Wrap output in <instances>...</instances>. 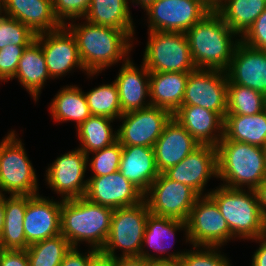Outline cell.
<instances>
[{"label": "cell", "mask_w": 266, "mask_h": 266, "mask_svg": "<svg viewBox=\"0 0 266 266\" xmlns=\"http://www.w3.org/2000/svg\"><path fill=\"white\" fill-rule=\"evenodd\" d=\"M149 213L145 200L133 206L113 209L110 233L100 253L115 259V249L119 247L123 250L121 257H142L149 262L180 261L185 251L171 253L168 257H157L143 250L144 230Z\"/></svg>", "instance_id": "obj_4"}, {"label": "cell", "mask_w": 266, "mask_h": 266, "mask_svg": "<svg viewBox=\"0 0 266 266\" xmlns=\"http://www.w3.org/2000/svg\"><path fill=\"white\" fill-rule=\"evenodd\" d=\"M266 96L262 93L237 84L227 87L226 115H254L264 110Z\"/></svg>", "instance_id": "obj_35"}, {"label": "cell", "mask_w": 266, "mask_h": 266, "mask_svg": "<svg viewBox=\"0 0 266 266\" xmlns=\"http://www.w3.org/2000/svg\"><path fill=\"white\" fill-rule=\"evenodd\" d=\"M189 73L150 72V104L172 115L182 106Z\"/></svg>", "instance_id": "obj_25"}, {"label": "cell", "mask_w": 266, "mask_h": 266, "mask_svg": "<svg viewBox=\"0 0 266 266\" xmlns=\"http://www.w3.org/2000/svg\"><path fill=\"white\" fill-rule=\"evenodd\" d=\"M264 111H265V113H266V100H265V106H264Z\"/></svg>", "instance_id": "obj_55"}, {"label": "cell", "mask_w": 266, "mask_h": 266, "mask_svg": "<svg viewBox=\"0 0 266 266\" xmlns=\"http://www.w3.org/2000/svg\"><path fill=\"white\" fill-rule=\"evenodd\" d=\"M185 34L197 68L227 71L240 39H231L236 34L216 11L208 13Z\"/></svg>", "instance_id": "obj_1"}, {"label": "cell", "mask_w": 266, "mask_h": 266, "mask_svg": "<svg viewBox=\"0 0 266 266\" xmlns=\"http://www.w3.org/2000/svg\"><path fill=\"white\" fill-rule=\"evenodd\" d=\"M2 12H5L4 0H0V20L4 17V14H2Z\"/></svg>", "instance_id": "obj_53"}, {"label": "cell", "mask_w": 266, "mask_h": 266, "mask_svg": "<svg viewBox=\"0 0 266 266\" xmlns=\"http://www.w3.org/2000/svg\"><path fill=\"white\" fill-rule=\"evenodd\" d=\"M5 221V202H4V195L0 197V240L3 233V224Z\"/></svg>", "instance_id": "obj_50"}, {"label": "cell", "mask_w": 266, "mask_h": 266, "mask_svg": "<svg viewBox=\"0 0 266 266\" xmlns=\"http://www.w3.org/2000/svg\"><path fill=\"white\" fill-rule=\"evenodd\" d=\"M87 163V155L80 148L57 157L46 170L47 184L62 195V200L84 197L88 186V180H84Z\"/></svg>", "instance_id": "obj_14"}, {"label": "cell", "mask_w": 266, "mask_h": 266, "mask_svg": "<svg viewBox=\"0 0 266 266\" xmlns=\"http://www.w3.org/2000/svg\"><path fill=\"white\" fill-rule=\"evenodd\" d=\"M201 1L210 11H216L224 2V0H199Z\"/></svg>", "instance_id": "obj_49"}, {"label": "cell", "mask_w": 266, "mask_h": 266, "mask_svg": "<svg viewBox=\"0 0 266 266\" xmlns=\"http://www.w3.org/2000/svg\"><path fill=\"white\" fill-rule=\"evenodd\" d=\"M14 77L19 79L20 84L33 96L34 101H37L44 82L51 77L41 45L36 39L26 46Z\"/></svg>", "instance_id": "obj_26"}, {"label": "cell", "mask_w": 266, "mask_h": 266, "mask_svg": "<svg viewBox=\"0 0 266 266\" xmlns=\"http://www.w3.org/2000/svg\"><path fill=\"white\" fill-rule=\"evenodd\" d=\"M84 197L102 206L118 209L136 205L144 194L118 170L109 175L90 177Z\"/></svg>", "instance_id": "obj_17"}, {"label": "cell", "mask_w": 266, "mask_h": 266, "mask_svg": "<svg viewBox=\"0 0 266 266\" xmlns=\"http://www.w3.org/2000/svg\"><path fill=\"white\" fill-rule=\"evenodd\" d=\"M265 9L266 0H224L216 12L242 37Z\"/></svg>", "instance_id": "obj_31"}, {"label": "cell", "mask_w": 266, "mask_h": 266, "mask_svg": "<svg viewBox=\"0 0 266 266\" xmlns=\"http://www.w3.org/2000/svg\"><path fill=\"white\" fill-rule=\"evenodd\" d=\"M100 254V251L95 249L88 250L86 255L81 254L77 248H72L65 256L60 266H91L93 260Z\"/></svg>", "instance_id": "obj_43"}, {"label": "cell", "mask_w": 266, "mask_h": 266, "mask_svg": "<svg viewBox=\"0 0 266 266\" xmlns=\"http://www.w3.org/2000/svg\"><path fill=\"white\" fill-rule=\"evenodd\" d=\"M146 12L148 30L185 33L211 11L199 0H157Z\"/></svg>", "instance_id": "obj_12"}, {"label": "cell", "mask_w": 266, "mask_h": 266, "mask_svg": "<svg viewBox=\"0 0 266 266\" xmlns=\"http://www.w3.org/2000/svg\"><path fill=\"white\" fill-rule=\"evenodd\" d=\"M157 0H132V3H137V5H141L142 8H144V10H146V8H148L152 3H154Z\"/></svg>", "instance_id": "obj_52"}, {"label": "cell", "mask_w": 266, "mask_h": 266, "mask_svg": "<svg viewBox=\"0 0 266 266\" xmlns=\"http://www.w3.org/2000/svg\"><path fill=\"white\" fill-rule=\"evenodd\" d=\"M4 6L6 16L20 21L35 35L63 26L55 16L52 0H4Z\"/></svg>", "instance_id": "obj_22"}, {"label": "cell", "mask_w": 266, "mask_h": 266, "mask_svg": "<svg viewBox=\"0 0 266 266\" xmlns=\"http://www.w3.org/2000/svg\"><path fill=\"white\" fill-rule=\"evenodd\" d=\"M255 191L257 193L262 218L266 222V178Z\"/></svg>", "instance_id": "obj_47"}, {"label": "cell", "mask_w": 266, "mask_h": 266, "mask_svg": "<svg viewBox=\"0 0 266 266\" xmlns=\"http://www.w3.org/2000/svg\"><path fill=\"white\" fill-rule=\"evenodd\" d=\"M86 23V24H85ZM84 24L65 26L75 36L79 55L89 76L114 65L122 58L127 60L132 44L122 30L96 25L86 20Z\"/></svg>", "instance_id": "obj_2"}, {"label": "cell", "mask_w": 266, "mask_h": 266, "mask_svg": "<svg viewBox=\"0 0 266 266\" xmlns=\"http://www.w3.org/2000/svg\"><path fill=\"white\" fill-rule=\"evenodd\" d=\"M119 171L143 194L158 177L153 147L123 146Z\"/></svg>", "instance_id": "obj_24"}, {"label": "cell", "mask_w": 266, "mask_h": 266, "mask_svg": "<svg viewBox=\"0 0 266 266\" xmlns=\"http://www.w3.org/2000/svg\"><path fill=\"white\" fill-rule=\"evenodd\" d=\"M226 74L228 84L249 87L266 96V51L240 41Z\"/></svg>", "instance_id": "obj_19"}, {"label": "cell", "mask_w": 266, "mask_h": 266, "mask_svg": "<svg viewBox=\"0 0 266 266\" xmlns=\"http://www.w3.org/2000/svg\"><path fill=\"white\" fill-rule=\"evenodd\" d=\"M73 247L59 234L33 244L26 249L30 266H60Z\"/></svg>", "instance_id": "obj_33"}, {"label": "cell", "mask_w": 266, "mask_h": 266, "mask_svg": "<svg viewBox=\"0 0 266 266\" xmlns=\"http://www.w3.org/2000/svg\"><path fill=\"white\" fill-rule=\"evenodd\" d=\"M186 224V240L190 241L195 249L198 246L221 247L227 240L233 239L216 202L206 194L196 200Z\"/></svg>", "instance_id": "obj_9"}, {"label": "cell", "mask_w": 266, "mask_h": 266, "mask_svg": "<svg viewBox=\"0 0 266 266\" xmlns=\"http://www.w3.org/2000/svg\"><path fill=\"white\" fill-rule=\"evenodd\" d=\"M183 228L187 231L186 221L149 213L144 230L143 245L148 244L147 247H151L156 252L165 253L169 247L164 244V241L167 237H175V232L180 229L183 230Z\"/></svg>", "instance_id": "obj_34"}, {"label": "cell", "mask_w": 266, "mask_h": 266, "mask_svg": "<svg viewBox=\"0 0 266 266\" xmlns=\"http://www.w3.org/2000/svg\"><path fill=\"white\" fill-rule=\"evenodd\" d=\"M113 209L89 201L86 197L62 200L61 234L73 248L85 241L101 251L110 233Z\"/></svg>", "instance_id": "obj_3"}, {"label": "cell", "mask_w": 266, "mask_h": 266, "mask_svg": "<svg viewBox=\"0 0 266 266\" xmlns=\"http://www.w3.org/2000/svg\"><path fill=\"white\" fill-rule=\"evenodd\" d=\"M200 144L173 117L166 123L153 146L157 169L160 173L177 165Z\"/></svg>", "instance_id": "obj_20"}, {"label": "cell", "mask_w": 266, "mask_h": 266, "mask_svg": "<svg viewBox=\"0 0 266 266\" xmlns=\"http://www.w3.org/2000/svg\"><path fill=\"white\" fill-rule=\"evenodd\" d=\"M28 45H8L0 49V80L13 79L20 58ZM8 79V80H7Z\"/></svg>", "instance_id": "obj_41"}, {"label": "cell", "mask_w": 266, "mask_h": 266, "mask_svg": "<svg viewBox=\"0 0 266 266\" xmlns=\"http://www.w3.org/2000/svg\"><path fill=\"white\" fill-rule=\"evenodd\" d=\"M0 266H30L26 250H0Z\"/></svg>", "instance_id": "obj_44"}, {"label": "cell", "mask_w": 266, "mask_h": 266, "mask_svg": "<svg viewBox=\"0 0 266 266\" xmlns=\"http://www.w3.org/2000/svg\"><path fill=\"white\" fill-rule=\"evenodd\" d=\"M91 266H115V259L101 253L93 260Z\"/></svg>", "instance_id": "obj_48"}, {"label": "cell", "mask_w": 266, "mask_h": 266, "mask_svg": "<svg viewBox=\"0 0 266 266\" xmlns=\"http://www.w3.org/2000/svg\"><path fill=\"white\" fill-rule=\"evenodd\" d=\"M85 96L92 115L117 119L123 114L115 82L98 86Z\"/></svg>", "instance_id": "obj_36"}, {"label": "cell", "mask_w": 266, "mask_h": 266, "mask_svg": "<svg viewBox=\"0 0 266 266\" xmlns=\"http://www.w3.org/2000/svg\"><path fill=\"white\" fill-rule=\"evenodd\" d=\"M35 39L41 45L51 78H59L75 67L86 71L75 36L65 25L57 30L38 34Z\"/></svg>", "instance_id": "obj_15"}, {"label": "cell", "mask_w": 266, "mask_h": 266, "mask_svg": "<svg viewBox=\"0 0 266 266\" xmlns=\"http://www.w3.org/2000/svg\"><path fill=\"white\" fill-rule=\"evenodd\" d=\"M143 64L149 72H184L195 70L185 33L149 31Z\"/></svg>", "instance_id": "obj_7"}, {"label": "cell", "mask_w": 266, "mask_h": 266, "mask_svg": "<svg viewBox=\"0 0 266 266\" xmlns=\"http://www.w3.org/2000/svg\"><path fill=\"white\" fill-rule=\"evenodd\" d=\"M226 72L199 69L189 72L182 106H199L216 112L223 120L227 114Z\"/></svg>", "instance_id": "obj_11"}, {"label": "cell", "mask_w": 266, "mask_h": 266, "mask_svg": "<svg viewBox=\"0 0 266 266\" xmlns=\"http://www.w3.org/2000/svg\"><path fill=\"white\" fill-rule=\"evenodd\" d=\"M115 266H150V262L142 257H116Z\"/></svg>", "instance_id": "obj_46"}, {"label": "cell", "mask_w": 266, "mask_h": 266, "mask_svg": "<svg viewBox=\"0 0 266 266\" xmlns=\"http://www.w3.org/2000/svg\"><path fill=\"white\" fill-rule=\"evenodd\" d=\"M197 249L185 252L180 259L181 266H231L228 259L217 251L218 247L204 246L199 250L198 246Z\"/></svg>", "instance_id": "obj_39"}, {"label": "cell", "mask_w": 266, "mask_h": 266, "mask_svg": "<svg viewBox=\"0 0 266 266\" xmlns=\"http://www.w3.org/2000/svg\"><path fill=\"white\" fill-rule=\"evenodd\" d=\"M172 117L200 145L217 146L223 138L224 120L216 112L199 106H181ZM217 131L219 135L214 134Z\"/></svg>", "instance_id": "obj_23"}, {"label": "cell", "mask_w": 266, "mask_h": 266, "mask_svg": "<svg viewBox=\"0 0 266 266\" xmlns=\"http://www.w3.org/2000/svg\"><path fill=\"white\" fill-rule=\"evenodd\" d=\"M218 177L222 186L255 190L266 178L263 147L233 140H221L217 146Z\"/></svg>", "instance_id": "obj_5"}, {"label": "cell", "mask_w": 266, "mask_h": 266, "mask_svg": "<svg viewBox=\"0 0 266 266\" xmlns=\"http://www.w3.org/2000/svg\"><path fill=\"white\" fill-rule=\"evenodd\" d=\"M240 41L250 47L266 51V9L253 22Z\"/></svg>", "instance_id": "obj_42"}, {"label": "cell", "mask_w": 266, "mask_h": 266, "mask_svg": "<svg viewBox=\"0 0 266 266\" xmlns=\"http://www.w3.org/2000/svg\"><path fill=\"white\" fill-rule=\"evenodd\" d=\"M61 206V200L27 195L24 232L29 245L61 234Z\"/></svg>", "instance_id": "obj_18"}, {"label": "cell", "mask_w": 266, "mask_h": 266, "mask_svg": "<svg viewBox=\"0 0 266 266\" xmlns=\"http://www.w3.org/2000/svg\"><path fill=\"white\" fill-rule=\"evenodd\" d=\"M5 202V221L0 240L3 250H26L29 244L24 232V215L27 208V195H10Z\"/></svg>", "instance_id": "obj_28"}, {"label": "cell", "mask_w": 266, "mask_h": 266, "mask_svg": "<svg viewBox=\"0 0 266 266\" xmlns=\"http://www.w3.org/2000/svg\"><path fill=\"white\" fill-rule=\"evenodd\" d=\"M256 145L266 146V113L254 115H226L224 117L223 138Z\"/></svg>", "instance_id": "obj_27"}, {"label": "cell", "mask_w": 266, "mask_h": 266, "mask_svg": "<svg viewBox=\"0 0 266 266\" xmlns=\"http://www.w3.org/2000/svg\"><path fill=\"white\" fill-rule=\"evenodd\" d=\"M253 240H255L256 242L258 240L259 243H262L261 245H259L260 247L252 256L251 266H266V235Z\"/></svg>", "instance_id": "obj_45"}, {"label": "cell", "mask_w": 266, "mask_h": 266, "mask_svg": "<svg viewBox=\"0 0 266 266\" xmlns=\"http://www.w3.org/2000/svg\"><path fill=\"white\" fill-rule=\"evenodd\" d=\"M263 150H264V155H265V166H266V146L263 147Z\"/></svg>", "instance_id": "obj_54"}, {"label": "cell", "mask_w": 266, "mask_h": 266, "mask_svg": "<svg viewBox=\"0 0 266 266\" xmlns=\"http://www.w3.org/2000/svg\"><path fill=\"white\" fill-rule=\"evenodd\" d=\"M127 0H91L85 20L92 24L124 31L130 38L134 26Z\"/></svg>", "instance_id": "obj_29"}, {"label": "cell", "mask_w": 266, "mask_h": 266, "mask_svg": "<svg viewBox=\"0 0 266 266\" xmlns=\"http://www.w3.org/2000/svg\"><path fill=\"white\" fill-rule=\"evenodd\" d=\"M171 117L168 110L155 106L123 113L118 142L122 146L153 147Z\"/></svg>", "instance_id": "obj_13"}, {"label": "cell", "mask_w": 266, "mask_h": 266, "mask_svg": "<svg viewBox=\"0 0 266 266\" xmlns=\"http://www.w3.org/2000/svg\"><path fill=\"white\" fill-rule=\"evenodd\" d=\"M55 16L65 25L70 19L83 18L91 4V0H52Z\"/></svg>", "instance_id": "obj_40"}, {"label": "cell", "mask_w": 266, "mask_h": 266, "mask_svg": "<svg viewBox=\"0 0 266 266\" xmlns=\"http://www.w3.org/2000/svg\"><path fill=\"white\" fill-rule=\"evenodd\" d=\"M114 82L118 88L122 113L151 106L150 102L145 103V97L150 95V72L144 64L139 70L128 58Z\"/></svg>", "instance_id": "obj_21"}, {"label": "cell", "mask_w": 266, "mask_h": 266, "mask_svg": "<svg viewBox=\"0 0 266 266\" xmlns=\"http://www.w3.org/2000/svg\"><path fill=\"white\" fill-rule=\"evenodd\" d=\"M22 141L11 131L0 142V190L10 195H38L37 175Z\"/></svg>", "instance_id": "obj_8"}, {"label": "cell", "mask_w": 266, "mask_h": 266, "mask_svg": "<svg viewBox=\"0 0 266 266\" xmlns=\"http://www.w3.org/2000/svg\"><path fill=\"white\" fill-rule=\"evenodd\" d=\"M250 193V194H249ZM217 204L225 218L232 237L257 239L266 235V222L263 220L255 190L233 189L219 186L206 193Z\"/></svg>", "instance_id": "obj_6"}, {"label": "cell", "mask_w": 266, "mask_h": 266, "mask_svg": "<svg viewBox=\"0 0 266 266\" xmlns=\"http://www.w3.org/2000/svg\"><path fill=\"white\" fill-rule=\"evenodd\" d=\"M36 35L20 21L4 16L0 20V49L8 45H29Z\"/></svg>", "instance_id": "obj_37"}, {"label": "cell", "mask_w": 266, "mask_h": 266, "mask_svg": "<svg viewBox=\"0 0 266 266\" xmlns=\"http://www.w3.org/2000/svg\"><path fill=\"white\" fill-rule=\"evenodd\" d=\"M50 111L55 121H75L77 128L92 115L85 93L75 86H66L58 91Z\"/></svg>", "instance_id": "obj_30"}, {"label": "cell", "mask_w": 266, "mask_h": 266, "mask_svg": "<svg viewBox=\"0 0 266 266\" xmlns=\"http://www.w3.org/2000/svg\"><path fill=\"white\" fill-rule=\"evenodd\" d=\"M123 146L117 141L113 145L95 153L92 161L89 163L93 171L92 177L109 175L119 170Z\"/></svg>", "instance_id": "obj_38"}, {"label": "cell", "mask_w": 266, "mask_h": 266, "mask_svg": "<svg viewBox=\"0 0 266 266\" xmlns=\"http://www.w3.org/2000/svg\"><path fill=\"white\" fill-rule=\"evenodd\" d=\"M150 266H181L180 261H156L150 262Z\"/></svg>", "instance_id": "obj_51"}, {"label": "cell", "mask_w": 266, "mask_h": 266, "mask_svg": "<svg viewBox=\"0 0 266 266\" xmlns=\"http://www.w3.org/2000/svg\"><path fill=\"white\" fill-rule=\"evenodd\" d=\"M114 119L91 115L78 128V137L81 141L80 149L89 158V153L109 147L118 141V134L111 127Z\"/></svg>", "instance_id": "obj_32"}, {"label": "cell", "mask_w": 266, "mask_h": 266, "mask_svg": "<svg viewBox=\"0 0 266 266\" xmlns=\"http://www.w3.org/2000/svg\"><path fill=\"white\" fill-rule=\"evenodd\" d=\"M169 179L185 184L203 196L207 181L218 177L217 148L200 145L177 165L163 172Z\"/></svg>", "instance_id": "obj_16"}, {"label": "cell", "mask_w": 266, "mask_h": 266, "mask_svg": "<svg viewBox=\"0 0 266 266\" xmlns=\"http://www.w3.org/2000/svg\"><path fill=\"white\" fill-rule=\"evenodd\" d=\"M144 197L151 214L186 221L200 195L189 186L160 173Z\"/></svg>", "instance_id": "obj_10"}]
</instances>
